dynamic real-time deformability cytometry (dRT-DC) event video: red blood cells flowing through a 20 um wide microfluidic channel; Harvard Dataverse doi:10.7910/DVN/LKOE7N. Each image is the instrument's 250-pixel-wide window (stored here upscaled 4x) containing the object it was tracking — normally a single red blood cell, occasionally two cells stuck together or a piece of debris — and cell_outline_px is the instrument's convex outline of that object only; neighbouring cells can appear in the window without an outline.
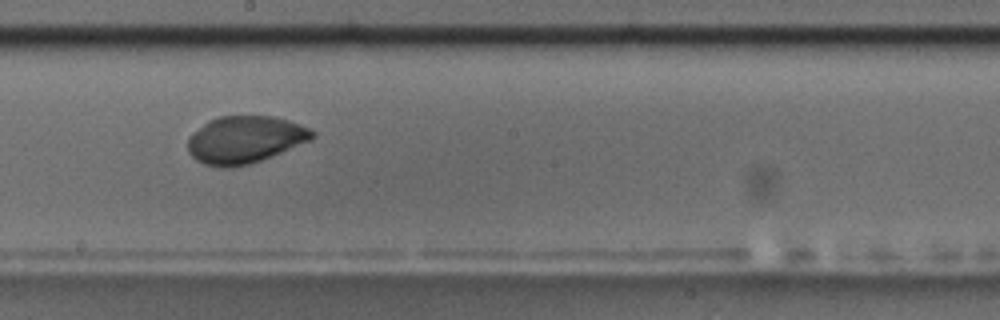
{"species": "common noctule bat (a hibernating species)", "species_latin": "Nyctalus noctula", "temperature_condition": "room temperature", "stored_images_in_passage": 13, "camera_frame_rate_fps": 3000, "um_per_image_px": 0.085, "animal": {"sex": "male", "body_mass_g": 17.5, "forearm_length_mm": 52.3}, "frame": {"image": 1, "passage_image": 6, "time_ms": 6.667, "image_size_px": [1000, 320], "cell_outline_px": [[316, 136], [312, 140], [260, 160], [248, 164], [224, 168], [204, 164], [196, 160], [188, 152], [188, 136], [208, 120], [220, 116], [272, 116], [288, 120], [300, 124], [316, 132]], "centroid_in_image_um": [20.81, 11.86], "position_along_channel_um": 227.4, "area_um2": 34.22}}